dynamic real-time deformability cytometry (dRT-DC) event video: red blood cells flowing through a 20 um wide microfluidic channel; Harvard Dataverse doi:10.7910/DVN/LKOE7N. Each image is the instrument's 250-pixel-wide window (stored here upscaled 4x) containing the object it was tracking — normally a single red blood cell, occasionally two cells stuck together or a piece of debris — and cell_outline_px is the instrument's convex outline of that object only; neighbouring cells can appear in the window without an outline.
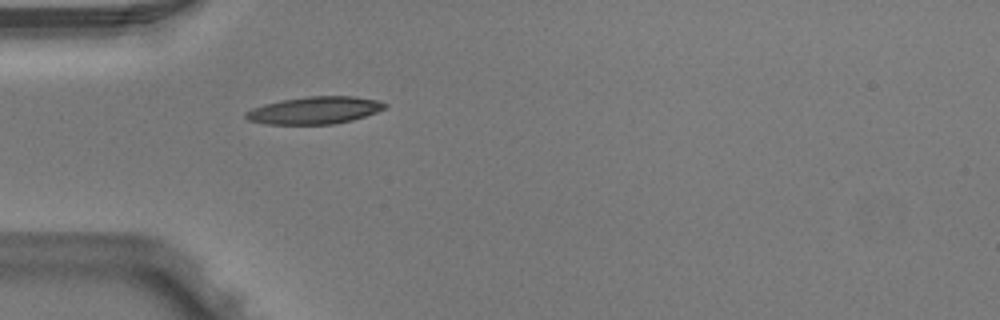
{"species": "Egyptian fruit bat (a non-hibernating species)", "species_latin": "Rousettus aegyptiacus", "temperature_condition": "warm", "stored_images_in_passage": 5, "camera_frame_rate_fps": 3000, "um_per_image_px": 0.085, "animal": {"sex": "male"}, "frame": {"image": 1, "passage_image": 5, "time_ms": 1.333, "image_size_px": [1000, 320], "cell_outline_px": [[388, 108], [352, 120], [332, 124], [268, 124], [248, 120], [244, 116], [244, 112], [252, 108], [264, 104], [280, 100], [308, 96], [356, 96], [380, 100], [388, 104]], "centroid_in_image_um": [26.77, 9.36], "position_along_channel_um": 58.2, "area_um2": 22.31}}